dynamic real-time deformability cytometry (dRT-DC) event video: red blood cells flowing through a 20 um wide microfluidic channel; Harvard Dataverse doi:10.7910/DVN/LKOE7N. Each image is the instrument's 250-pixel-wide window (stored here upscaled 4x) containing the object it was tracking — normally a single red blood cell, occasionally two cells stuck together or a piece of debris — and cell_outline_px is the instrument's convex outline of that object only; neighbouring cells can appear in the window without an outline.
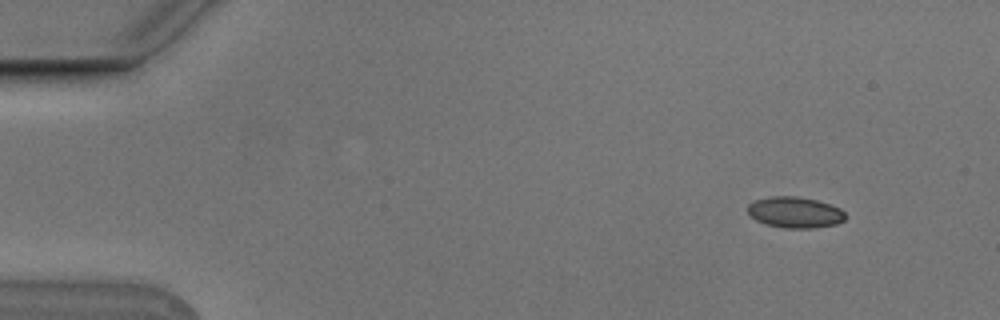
{"species": "Egyptian fruit bat (a non-hibernating species)", "species_latin": "Rousettus aegyptiacus", "temperature_condition": "cold", "stored_images_in_passage": 5, "camera_frame_rate_fps": 3000, "um_per_image_px": 0.085, "animal": {"sex": "male"}, "frame": {"image": 1, "passage_image": 2, "time_ms": 0.333, "image_size_px": [1000, 320], "cell_outline_px": [[844, 220], [836, 224], [812, 228], [784, 228], [768, 224], [756, 220], [748, 212], [748, 204], [756, 200], [768, 196], [796, 196], [816, 200], [840, 208], [844, 212]], "centroid_in_image_um": [67.56, 18.04], "position_along_channel_um": 17.4, "area_um2": 17.46}}
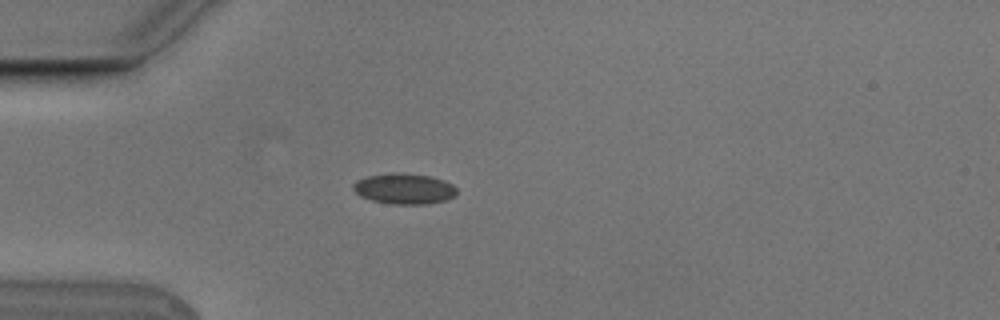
{"frame": {"image": 2, "passage_image": 5, "time_ms": 1.333, "image_size_px": [1000, 320], "cell_outline_px": [[456, 196], [444, 200], [424, 204], [392, 204], [372, 200], [360, 196], [352, 188], [352, 184], [356, 180], [368, 176], [392, 172], [400, 172], [432, 176], [444, 180], [452, 184], [456, 188]], "centroid_in_image_um": [34.35, 16.02], "position_along_channel_um": 50.7, "area_um2": 18.61}}